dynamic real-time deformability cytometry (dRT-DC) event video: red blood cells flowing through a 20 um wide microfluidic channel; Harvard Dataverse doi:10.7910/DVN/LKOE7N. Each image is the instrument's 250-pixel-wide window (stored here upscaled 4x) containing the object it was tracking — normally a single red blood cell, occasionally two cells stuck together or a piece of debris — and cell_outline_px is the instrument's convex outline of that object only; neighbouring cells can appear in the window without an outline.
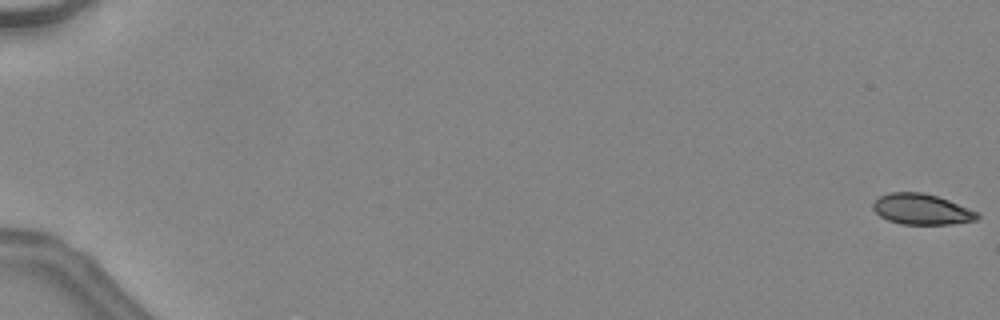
{"species": "common noctule bat (a hibernating species)", "species_latin": "Nyctalus noctula", "temperature_condition": "warm", "stored_images_in_passage": 48, "camera_frame_rate_fps": 3000, "um_per_image_px": 0.085, "animal": {"sex": "female", "body_mass_g": 24.6, "forearm_length_mm": 56.2}, "frame": {"image": 1, "passage_image": 1, "time_ms": 0.0, "image_size_px": [1000, 320], "cell_outline_px": [[980, 216], [976, 220], [952, 224], [900, 224], [888, 220], [880, 216], [872, 208], [872, 204], [880, 196], [892, 192], [924, 192], [948, 200], [980, 212]], "centroid_in_image_um": [78.36, 17.79], "position_along_channel_um": 6.6, "area_um2": 18.67}}
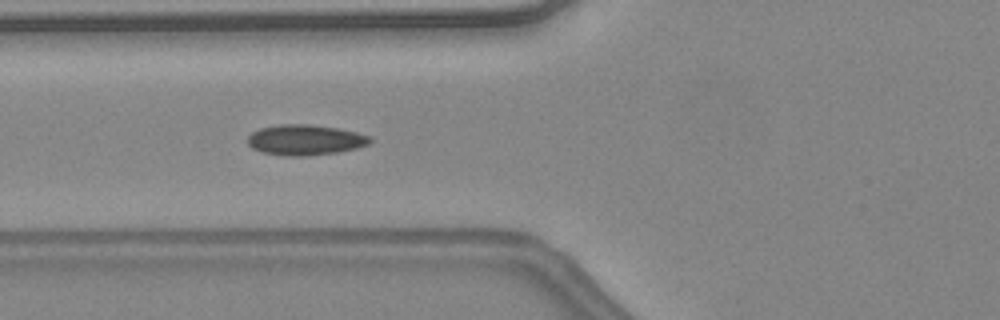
{"frame": {"image": 2, "passage_image": 21, "time_ms": 6.667, "image_size_px": [1000, 320], "cell_outline_px": [[372, 140], [368, 144], [356, 148], [336, 152], [308, 156], [288, 156], [264, 152], [252, 148], [248, 144], [248, 136], [252, 132], [260, 128], [280, 124], [308, 124], [340, 128], [372, 136]], "centroid_in_image_um": [25.96, 11.88], "position_along_channel_um": 99.8, "area_um2": 21.73}, "authors_computed_cell_mechanics": {"area_um2": 20.2011, "velocity_mm_per_s": 4.5539, "shape_relaxation_time_tau1_ms": null, "shape_relaxation_time_tau2_ms": 2.3525, "deformation_change_tau1": null, "deformation_change_tau2": 0.0666}}